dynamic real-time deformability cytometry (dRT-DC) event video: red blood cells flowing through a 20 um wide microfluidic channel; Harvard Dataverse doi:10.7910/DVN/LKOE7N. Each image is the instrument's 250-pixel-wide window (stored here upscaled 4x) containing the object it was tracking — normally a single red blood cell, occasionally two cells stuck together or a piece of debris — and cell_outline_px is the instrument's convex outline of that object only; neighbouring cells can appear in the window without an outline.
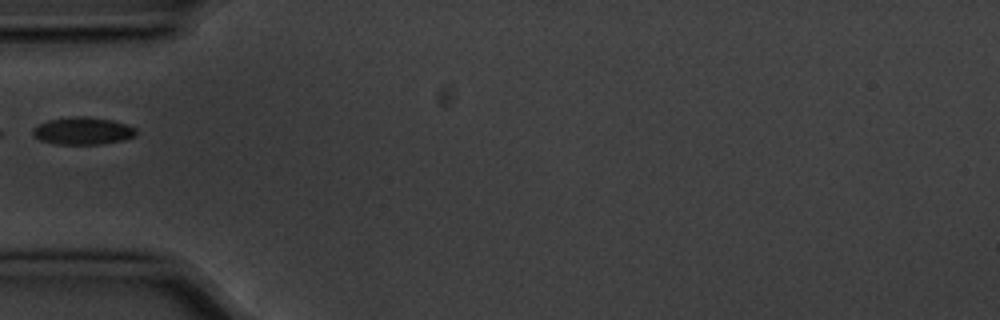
{"species": "common noctule bat (a hibernating species)", "species_latin": "Nyctalus noctula", "temperature_condition": "cold", "stored_images_in_passage": 6, "segment_of_instrument_passage": [2, 2], "camera_frame_rate_fps": 3000, "um_per_image_px": 0.085, "animal": {"sex": "male", "body_mass_g": 20.1, "forearm_length_mm": 53.5}, "frame": {"image": 1, "passage_image": 5, "time_ms": 1.333, "image_size_px": [1000, 320], "cell_outline_px": [[136, 136], [124, 140], [100, 144], [56, 144], [40, 140], [32, 136], [32, 128], [48, 120], [72, 116], [88, 116], [112, 120], [136, 128]], "centroid_in_image_um": [7.02, 11.12], "position_along_channel_um": 78.0, "area_um2": 16.59}}